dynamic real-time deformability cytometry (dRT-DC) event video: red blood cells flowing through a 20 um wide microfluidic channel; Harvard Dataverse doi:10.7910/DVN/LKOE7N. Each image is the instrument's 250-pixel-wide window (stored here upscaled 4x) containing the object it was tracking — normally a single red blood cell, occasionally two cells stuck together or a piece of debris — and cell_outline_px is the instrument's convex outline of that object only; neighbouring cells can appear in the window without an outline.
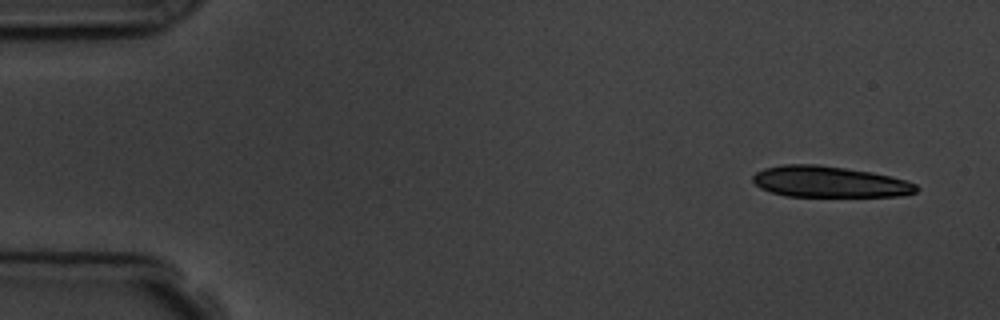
{"species": "common noctule bat (a hibernating species)", "species_latin": "Nyctalus noctula", "temperature_condition": "room temperature", "stored_images_in_passage": 5, "segment_of_instrument_passage": [1, 2], "camera_frame_rate_fps": 3000, "um_per_image_px": 0.085, "animal": {"sex": "male", "body_mass_g": 19.5, "forearm_length_mm": 54.6}, "frame": {"image": 1, "passage_image": 1, "time_ms": 0.0, "image_size_px": [1000, 320], "cell_outline_px": [[920, 188], [916, 192], [900, 196], [788, 196], [772, 192], [760, 188], [752, 180], [752, 176], [756, 172], [764, 168], [784, 164], [816, 164], [872, 172], [904, 180], [916, 184]], "centroid_in_image_um": [70.48, 15.45], "position_along_channel_um": 14.5, "area_um2": 29.48}}